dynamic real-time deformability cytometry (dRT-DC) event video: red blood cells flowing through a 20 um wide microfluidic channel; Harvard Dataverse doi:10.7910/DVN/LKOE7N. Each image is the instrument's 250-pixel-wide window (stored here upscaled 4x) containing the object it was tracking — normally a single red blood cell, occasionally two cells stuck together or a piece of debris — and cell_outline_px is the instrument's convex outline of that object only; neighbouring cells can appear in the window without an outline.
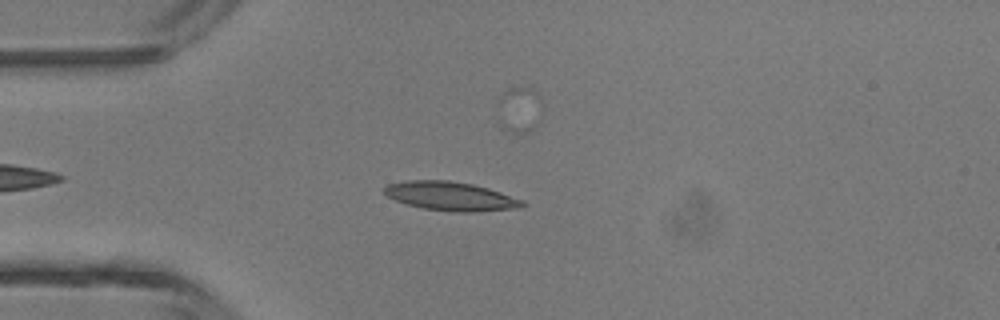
{"species": "common noctule bat (a hibernating species)", "species_latin": "Nyctalus noctula", "temperature_condition": "room temperature", "stored_images_in_passage": 36, "camera_frame_rate_fps": 3000, "um_per_image_px": 0.085, "animal": {"sex": "male", "body_mass_g": 13.3}, "frame": {"image": 1, "passage_image": 5, "time_ms": 1.333, "image_size_px": [1000, 320], "cell_outline_px": [[528, 204], [520, 208], [472, 212], [452, 212], [424, 208], [408, 204], [396, 200], [388, 196], [384, 192], [384, 188], [388, 184], [408, 180], [448, 180], [472, 184], [488, 188], [524, 200]], "centroid_in_image_um": [38.36, 16.68], "position_along_channel_um": 46.6, "area_um2": 23.18}}
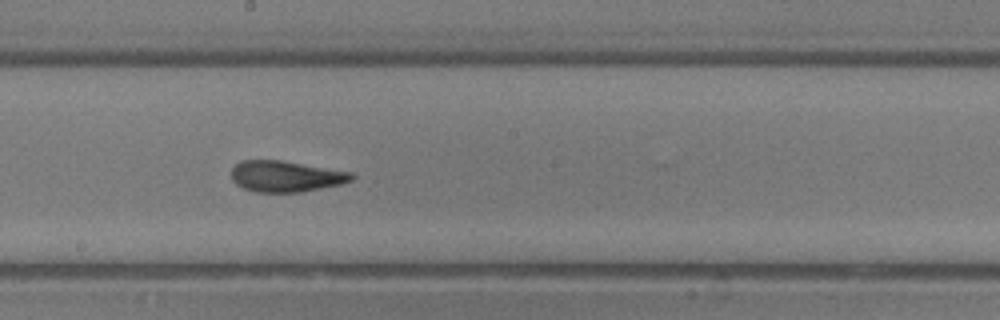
{"frame": {"image": 2, "passage_image": 18, "time_ms": 5.667, "image_size_px": [1000, 320], "cell_outline_px": [[356, 176], [352, 180], [340, 184], [300, 192], [256, 192], [244, 188], [236, 184], [232, 180], [232, 168], [240, 160], [280, 160], [352, 172]], "centroid_in_image_um": [24.28, 14.98], "position_along_channel_um": 223.9, "area_um2": 21.68}}
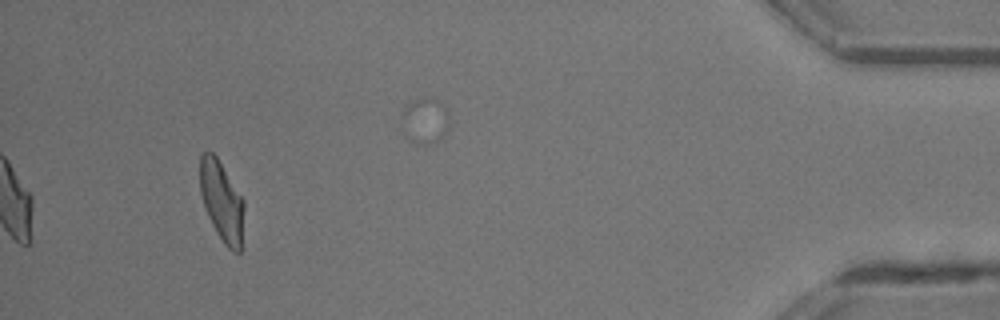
{"frame": {"image": 3, "passage_image": 36, "time_ms": 11.667, "image_size_px": [1000, 320], "cell_outline_px": [[244, 208], [240, 252], [232, 252], [224, 244], [216, 232], [208, 216], [200, 192], [200, 156], [204, 152], [212, 152], [216, 156], [244, 200]], "centroid_in_image_um": [18.85, 17.12], "position_along_channel_um": 416.4, "area_um2": 20.35}, "authors_computed_cell_mechanics": {"area_um2": 21.7906, "velocity_mm_per_s": 4.4438, "shape_relaxation_time_tau1_ms": 7.3901, "shape_relaxation_time_tau2_ms": 1.8409, "deformation_change_tau1": 0.2219, "deformation_change_tau2": 0.0978}}